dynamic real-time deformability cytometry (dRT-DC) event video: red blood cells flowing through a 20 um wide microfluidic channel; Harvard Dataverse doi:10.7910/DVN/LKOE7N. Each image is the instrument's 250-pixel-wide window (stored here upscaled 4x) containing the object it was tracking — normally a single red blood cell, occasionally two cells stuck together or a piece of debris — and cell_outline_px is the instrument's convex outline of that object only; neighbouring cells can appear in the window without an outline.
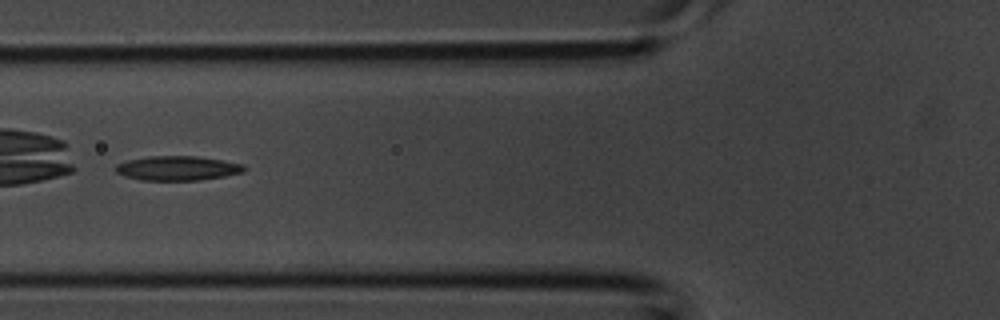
{"species": "common noctule bat (a hibernating species)", "species_latin": "Nyctalus noctula", "temperature_condition": "room temperature", "stored_images_in_passage": 35, "camera_frame_rate_fps": 3000, "um_per_image_px": 0.085, "animal": {"sex": "male", "body_mass_g": 20.1, "forearm_length_mm": 53.5}, "frame": {"image": 1, "passage_image": 11, "time_ms": 3.333, "image_size_px": [1000, 320], "cell_outline_px": [[248, 168], [244, 172], [224, 176], [200, 180], [140, 180], [124, 176], [116, 172], [116, 164], [128, 160], [148, 156], [196, 156], [244, 164]], "centroid_in_image_um": [15.1, 14.3], "position_along_channel_um": 110.7, "area_um2": 18.32}}
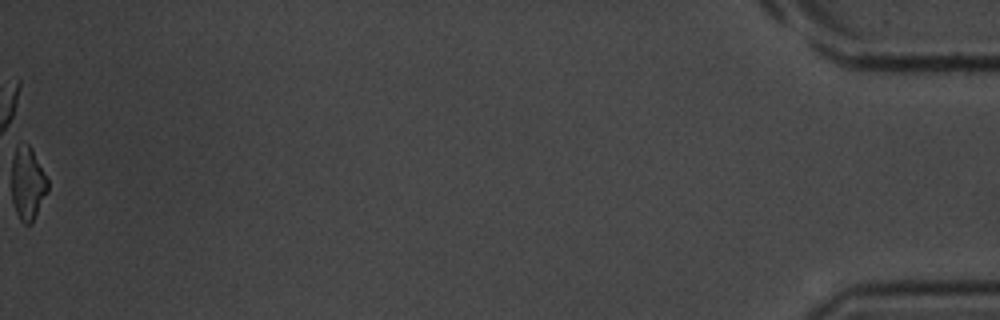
{"frame": {"image": 2, "passage_image": 35, "time_ms": 11.333, "image_size_px": [1000, 320], "cell_outline_px": [[48, 192], [32, 224], [24, 224], [20, 220], [12, 204], [12, 156], [16, 144], [28, 144], [32, 148], [48, 180]], "centroid_in_image_um": [2.34, 15.6], "position_along_channel_um": 432.9, "area_um2": 15.66}}